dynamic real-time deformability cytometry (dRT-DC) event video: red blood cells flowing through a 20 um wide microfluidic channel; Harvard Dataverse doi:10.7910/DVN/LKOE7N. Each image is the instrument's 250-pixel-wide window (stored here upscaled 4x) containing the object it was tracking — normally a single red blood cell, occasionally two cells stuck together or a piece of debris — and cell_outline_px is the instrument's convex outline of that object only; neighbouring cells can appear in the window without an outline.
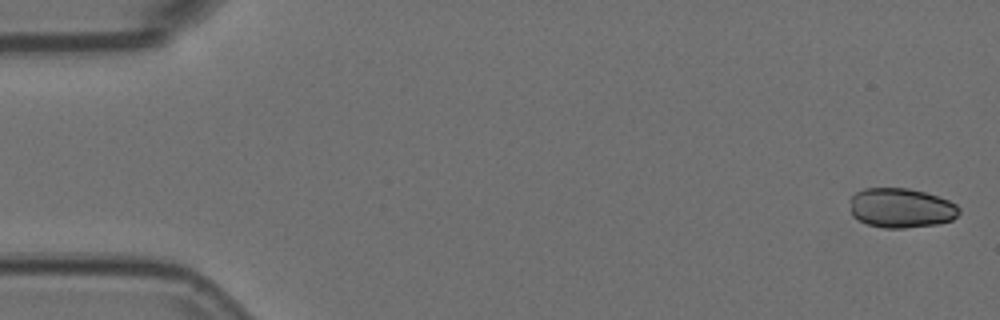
{"species": "Egyptian fruit bat (a non-hibernating species)", "species_latin": "Rousettus aegyptiacus", "temperature_condition": "room temperature", "stored_images_in_passage": 5, "camera_frame_rate_fps": 3000, "um_per_image_px": 0.085, "animal": {"sex": "female"}, "frame": {"image": 1, "passage_image": 1, "time_ms": 0.0, "image_size_px": [1000, 320], "cell_outline_px": [[960, 212], [952, 220], [936, 224], [904, 228], [884, 228], [868, 224], [852, 216], [848, 200], [856, 192], [864, 188], [908, 188], [924, 192], [948, 200], [956, 204], [960, 208]], "centroid_in_image_um": [76.56, 17.67], "position_along_channel_um": 8.4, "area_um2": 25.26}}
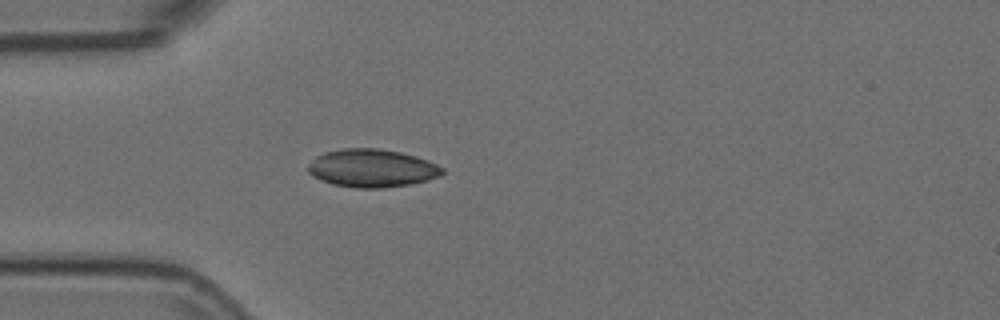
{"frame": {"image": 2, "passage_image": 5, "time_ms": 1.333, "image_size_px": [1000, 320], "cell_outline_px": [[444, 172], [440, 176], [428, 180], [412, 184], [384, 188], [352, 188], [332, 184], [320, 180], [312, 176], [308, 172], [308, 164], [316, 156], [324, 152], [340, 148], [376, 148], [400, 152], [416, 156], [428, 160], [444, 168]], "centroid_in_image_um": [31.6, 14.3], "position_along_channel_um": 53.4, "area_um2": 30.11}}